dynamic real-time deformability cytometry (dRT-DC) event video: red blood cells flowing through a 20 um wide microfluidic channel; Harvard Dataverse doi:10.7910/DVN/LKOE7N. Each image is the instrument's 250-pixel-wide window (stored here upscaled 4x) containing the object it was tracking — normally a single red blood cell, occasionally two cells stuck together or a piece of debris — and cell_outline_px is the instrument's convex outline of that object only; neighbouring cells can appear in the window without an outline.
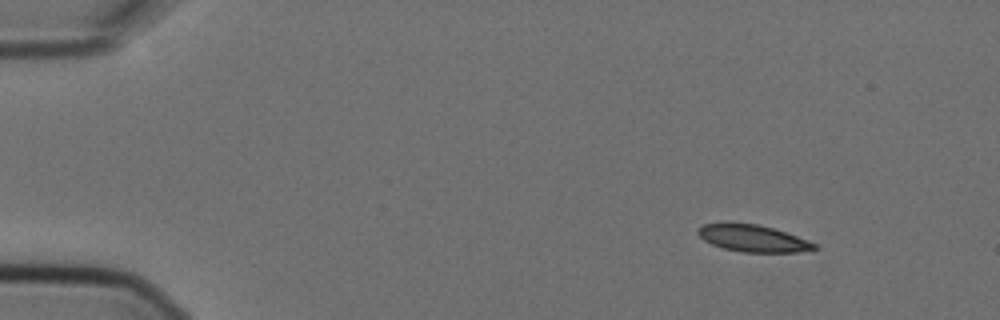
{"species": "Egyptian fruit bat (a non-hibernating species)", "species_latin": "Rousettus aegyptiacus", "temperature_condition": "cold", "stored_images_in_passage": 5, "camera_frame_rate_fps": 3000, "um_per_image_px": 0.085, "animal": {"sex": "female"}, "frame": {"image": 1, "passage_image": 1, "time_ms": 0.0, "image_size_px": [1000, 320], "cell_outline_px": [[816, 248], [796, 252], [744, 252], [724, 248], [712, 244], [704, 240], [696, 232], [696, 228], [704, 224], [724, 220], [728, 220], [756, 224], [772, 228], [808, 240], [816, 244]], "centroid_in_image_um": [63.88, 20.21], "position_along_channel_um": 21.1, "area_um2": 18.5}}
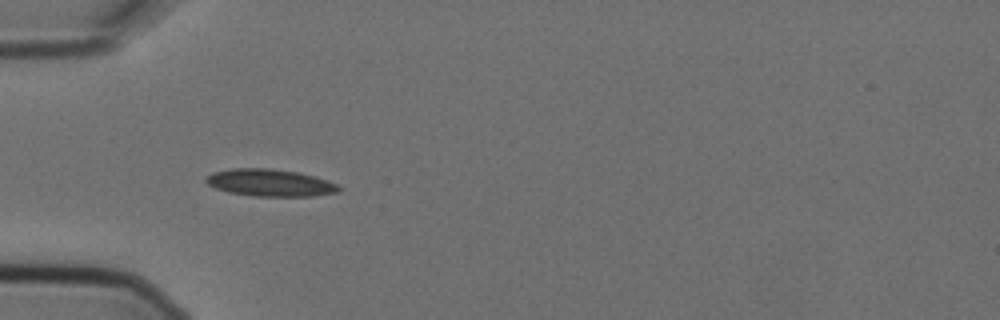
{"frame": {"image": 2, "passage_image": 4, "time_ms": 1.0, "image_size_px": [1000, 320], "cell_outline_px": [[340, 188], [336, 192], [312, 196], [252, 196], [228, 192], [216, 188], [208, 184], [204, 180], [212, 172], [232, 168], [268, 168], [296, 172], [312, 176], [336, 184]], "centroid_in_image_um": [22.88, 15.53], "position_along_channel_um": 62.1, "area_um2": 20.69}}
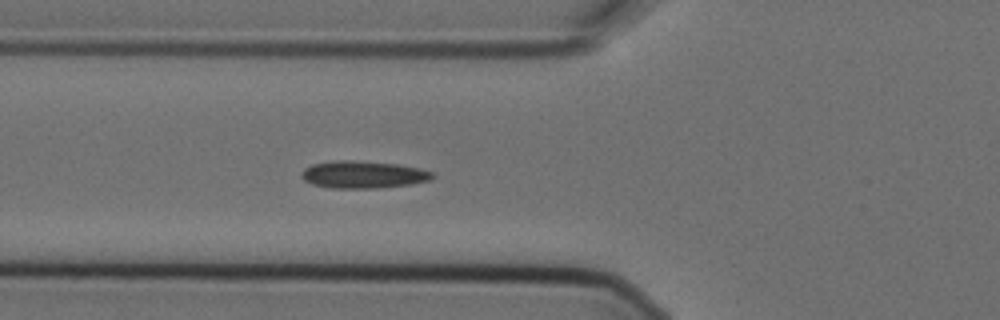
{"frame": {"image": 3, "passage_image": 5, "time_ms": 1.333, "image_size_px": [1000, 320], "cell_outline_px": [[436, 176], [428, 180], [412, 184], [380, 188], [332, 188], [312, 184], [304, 180], [300, 176], [300, 172], [304, 168], [312, 164], [336, 160], [352, 160], [400, 164], [420, 168], [436, 172]], "centroid_in_image_um": [30.89, 14.83], "position_along_channel_um": 94.9, "area_um2": 21.15}}